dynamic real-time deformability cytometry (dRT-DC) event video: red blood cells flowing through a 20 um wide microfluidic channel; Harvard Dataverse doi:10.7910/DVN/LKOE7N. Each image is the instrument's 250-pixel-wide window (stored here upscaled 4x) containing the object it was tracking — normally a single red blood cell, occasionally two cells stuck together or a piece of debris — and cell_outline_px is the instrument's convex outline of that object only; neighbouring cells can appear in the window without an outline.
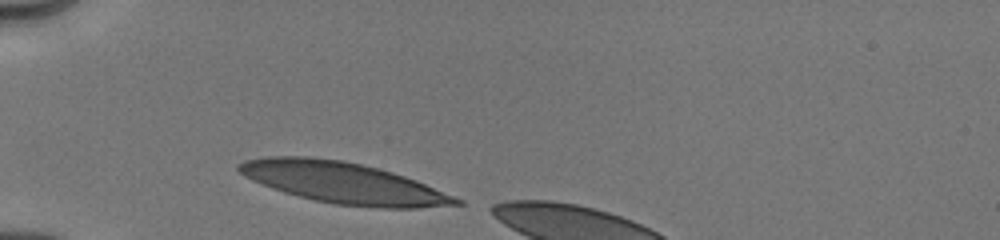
{"species": "human", "species_latin": "Homo sapiens", "temperature_condition": "cold", "stored_images_in_passage": 12, "camera_frame_rate_fps": 3000, "um_per_image_px": 0.085, "donor": {"sex": "male"}, "frame": {"image": 1, "passage_image": 1, "time_ms": 0.0, "image_size_px": [1000, 240], "cell_outline_px": [[464, 204], [416, 208], [380, 208], [336, 204], [316, 200], [284, 192], [272, 188], [252, 180], [244, 176], [236, 168], [236, 164], [244, 160], [264, 156], [312, 156], [344, 160], [392, 172], [416, 180], [464, 200]], "centroid_in_image_um": [29.16, 15.53], "position_along_channel_um": 55.8, "area_um2": 52.02}}